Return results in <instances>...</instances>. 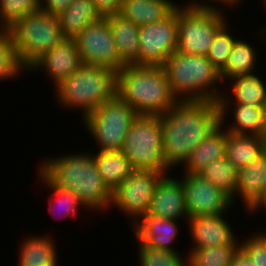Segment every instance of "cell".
<instances>
[{
  "mask_svg": "<svg viewBox=\"0 0 266 266\" xmlns=\"http://www.w3.org/2000/svg\"><path fill=\"white\" fill-rule=\"evenodd\" d=\"M82 65L80 54L74 38H63L51 50L37 60L28 74L43 73L54 89ZM46 74V75H45Z\"/></svg>",
  "mask_w": 266,
  "mask_h": 266,
  "instance_id": "obj_14",
  "label": "cell"
},
{
  "mask_svg": "<svg viewBox=\"0 0 266 266\" xmlns=\"http://www.w3.org/2000/svg\"><path fill=\"white\" fill-rule=\"evenodd\" d=\"M159 118L164 161L175 174L191 151L220 124L217 101H178Z\"/></svg>",
  "mask_w": 266,
  "mask_h": 266,
  "instance_id": "obj_1",
  "label": "cell"
},
{
  "mask_svg": "<svg viewBox=\"0 0 266 266\" xmlns=\"http://www.w3.org/2000/svg\"><path fill=\"white\" fill-rule=\"evenodd\" d=\"M37 179L39 184L41 183V187L43 186L45 189L49 190V199L48 200V207L47 210L52 215H55L54 220H58L56 218V212L62 213L60 214L61 218L58 221L67 220L76 217L79 213V210L83 211L86 209L79 201L78 196L69 189H64L54 185L37 167H36ZM56 208V209H54ZM61 209V210H60ZM56 211V212H55ZM59 217V216H58ZM64 218V219H63Z\"/></svg>",
  "mask_w": 266,
  "mask_h": 266,
  "instance_id": "obj_29",
  "label": "cell"
},
{
  "mask_svg": "<svg viewBox=\"0 0 266 266\" xmlns=\"http://www.w3.org/2000/svg\"><path fill=\"white\" fill-rule=\"evenodd\" d=\"M240 36L233 45L225 67L220 71L222 83L225 85L231 79L258 73L260 53L253 42ZM259 55V56H258ZM258 70V71H257Z\"/></svg>",
  "mask_w": 266,
  "mask_h": 266,
  "instance_id": "obj_23",
  "label": "cell"
},
{
  "mask_svg": "<svg viewBox=\"0 0 266 266\" xmlns=\"http://www.w3.org/2000/svg\"><path fill=\"white\" fill-rule=\"evenodd\" d=\"M197 174L228 195L233 201L234 208L240 207L236 202L238 170L225 156L209 163Z\"/></svg>",
  "mask_w": 266,
  "mask_h": 266,
  "instance_id": "obj_30",
  "label": "cell"
},
{
  "mask_svg": "<svg viewBox=\"0 0 266 266\" xmlns=\"http://www.w3.org/2000/svg\"><path fill=\"white\" fill-rule=\"evenodd\" d=\"M74 40L82 65L103 66L116 72L126 66L120 59L106 17L86 26Z\"/></svg>",
  "mask_w": 266,
  "mask_h": 266,
  "instance_id": "obj_11",
  "label": "cell"
},
{
  "mask_svg": "<svg viewBox=\"0 0 266 266\" xmlns=\"http://www.w3.org/2000/svg\"><path fill=\"white\" fill-rule=\"evenodd\" d=\"M73 0H40V9L51 15L59 16Z\"/></svg>",
  "mask_w": 266,
  "mask_h": 266,
  "instance_id": "obj_39",
  "label": "cell"
},
{
  "mask_svg": "<svg viewBox=\"0 0 266 266\" xmlns=\"http://www.w3.org/2000/svg\"><path fill=\"white\" fill-rule=\"evenodd\" d=\"M138 65L162 66L177 50V7L163 20L139 27Z\"/></svg>",
  "mask_w": 266,
  "mask_h": 266,
  "instance_id": "obj_12",
  "label": "cell"
},
{
  "mask_svg": "<svg viewBox=\"0 0 266 266\" xmlns=\"http://www.w3.org/2000/svg\"><path fill=\"white\" fill-rule=\"evenodd\" d=\"M231 23L232 22H228L217 33L211 45V48L206 56L211 61V63L218 69V71H221L225 67V64L227 63L234 43L240 36H242V34L240 35L239 33L238 35L235 34V31L237 33V30L232 27ZM230 27L234 30H232Z\"/></svg>",
  "mask_w": 266,
  "mask_h": 266,
  "instance_id": "obj_35",
  "label": "cell"
},
{
  "mask_svg": "<svg viewBox=\"0 0 266 266\" xmlns=\"http://www.w3.org/2000/svg\"><path fill=\"white\" fill-rule=\"evenodd\" d=\"M51 156L39 160L37 168L54 185L73 191L94 214L110 211L112 192L102 181L91 149Z\"/></svg>",
  "mask_w": 266,
  "mask_h": 266,
  "instance_id": "obj_2",
  "label": "cell"
},
{
  "mask_svg": "<svg viewBox=\"0 0 266 266\" xmlns=\"http://www.w3.org/2000/svg\"><path fill=\"white\" fill-rule=\"evenodd\" d=\"M116 94L138 115H161L178 101L162 66L126 65L117 72Z\"/></svg>",
  "mask_w": 266,
  "mask_h": 266,
  "instance_id": "obj_3",
  "label": "cell"
},
{
  "mask_svg": "<svg viewBox=\"0 0 266 266\" xmlns=\"http://www.w3.org/2000/svg\"><path fill=\"white\" fill-rule=\"evenodd\" d=\"M58 17L64 38H75L86 26L102 18L91 0H73Z\"/></svg>",
  "mask_w": 266,
  "mask_h": 266,
  "instance_id": "obj_28",
  "label": "cell"
},
{
  "mask_svg": "<svg viewBox=\"0 0 266 266\" xmlns=\"http://www.w3.org/2000/svg\"><path fill=\"white\" fill-rule=\"evenodd\" d=\"M162 67L177 101H217L223 93L220 71L206 56L175 51Z\"/></svg>",
  "mask_w": 266,
  "mask_h": 266,
  "instance_id": "obj_4",
  "label": "cell"
},
{
  "mask_svg": "<svg viewBox=\"0 0 266 266\" xmlns=\"http://www.w3.org/2000/svg\"><path fill=\"white\" fill-rule=\"evenodd\" d=\"M7 32L27 70L64 38L59 17L41 9L27 14Z\"/></svg>",
  "mask_w": 266,
  "mask_h": 266,
  "instance_id": "obj_7",
  "label": "cell"
},
{
  "mask_svg": "<svg viewBox=\"0 0 266 266\" xmlns=\"http://www.w3.org/2000/svg\"><path fill=\"white\" fill-rule=\"evenodd\" d=\"M240 249L256 266H266V232L262 228L244 238L241 236Z\"/></svg>",
  "mask_w": 266,
  "mask_h": 266,
  "instance_id": "obj_36",
  "label": "cell"
},
{
  "mask_svg": "<svg viewBox=\"0 0 266 266\" xmlns=\"http://www.w3.org/2000/svg\"><path fill=\"white\" fill-rule=\"evenodd\" d=\"M264 78L266 77L255 73L229 80L225 83L217 103L265 105L266 79Z\"/></svg>",
  "mask_w": 266,
  "mask_h": 266,
  "instance_id": "obj_21",
  "label": "cell"
},
{
  "mask_svg": "<svg viewBox=\"0 0 266 266\" xmlns=\"http://www.w3.org/2000/svg\"><path fill=\"white\" fill-rule=\"evenodd\" d=\"M50 233V234H49ZM51 232H29L18 244L17 266H60L59 253Z\"/></svg>",
  "mask_w": 266,
  "mask_h": 266,
  "instance_id": "obj_20",
  "label": "cell"
},
{
  "mask_svg": "<svg viewBox=\"0 0 266 266\" xmlns=\"http://www.w3.org/2000/svg\"><path fill=\"white\" fill-rule=\"evenodd\" d=\"M135 240L138 266H188L187 251L160 250Z\"/></svg>",
  "mask_w": 266,
  "mask_h": 266,
  "instance_id": "obj_32",
  "label": "cell"
},
{
  "mask_svg": "<svg viewBox=\"0 0 266 266\" xmlns=\"http://www.w3.org/2000/svg\"><path fill=\"white\" fill-rule=\"evenodd\" d=\"M104 184L113 192L134 170L125 154L119 151L92 150Z\"/></svg>",
  "mask_w": 266,
  "mask_h": 266,
  "instance_id": "obj_27",
  "label": "cell"
},
{
  "mask_svg": "<svg viewBox=\"0 0 266 266\" xmlns=\"http://www.w3.org/2000/svg\"><path fill=\"white\" fill-rule=\"evenodd\" d=\"M179 2L175 0H124L119 14L136 25L143 26L163 20L181 4V1Z\"/></svg>",
  "mask_w": 266,
  "mask_h": 266,
  "instance_id": "obj_25",
  "label": "cell"
},
{
  "mask_svg": "<svg viewBox=\"0 0 266 266\" xmlns=\"http://www.w3.org/2000/svg\"><path fill=\"white\" fill-rule=\"evenodd\" d=\"M164 174L152 170L134 169L112 192L111 207L129 220L134 226L148 214L156 183Z\"/></svg>",
  "mask_w": 266,
  "mask_h": 266,
  "instance_id": "obj_10",
  "label": "cell"
},
{
  "mask_svg": "<svg viewBox=\"0 0 266 266\" xmlns=\"http://www.w3.org/2000/svg\"><path fill=\"white\" fill-rule=\"evenodd\" d=\"M266 151L263 137L226 131L225 158L239 171Z\"/></svg>",
  "mask_w": 266,
  "mask_h": 266,
  "instance_id": "obj_26",
  "label": "cell"
},
{
  "mask_svg": "<svg viewBox=\"0 0 266 266\" xmlns=\"http://www.w3.org/2000/svg\"><path fill=\"white\" fill-rule=\"evenodd\" d=\"M230 213L189 218L185 226H187V232H189L187 234H189L192 244L188 249L231 244L239 236V233L235 231L234 226H231L233 225L231 221L229 223L230 216L228 215H231Z\"/></svg>",
  "mask_w": 266,
  "mask_h": 266,
  "instance_id": "obj_15",
  "label": "cell"
},
{
  "mask_svg": "<svg viewBox=\"0 0 266 266\" xmlns=\"http://www.w3.org/2000/svg\"><path fill=\"white\" fill-rule=\"evenodd\" d=\"M117 72L103 66L81 65L52 91L60 111L75 110L82 120L116 95ZM63 109V110H62Z\"/></svg>",
  "mask_w": 266,
  "mask_h": 266,
  "instance_id": "obj_5",
  "label": "cell"
},
{
  "mask_svg": "<svg viewBox=\"0 0 266 266\" xmlns=\"http://www.w3.org/2000/svg\"><path fill=\"white\" fill-rule=\"evenodd\" d=\"M226 130L220 124L188 155L179 174H197L214 160L225 156Z\"/></svg>",
  "mask_w": 266,
  "mask_h": 266,
  "instance_id": "obj_22",
  "label": "cell"
},
{
  "mask_svg": "<svg viewBox=\"0 0 266 266\" xmlns=\"http://www.w3.org/2000/svg\"><path fill=\"white\" fill-rule=\"evenodd\" d=\"M218 106L220 125L228 133L262 137L264 105L218 103Z\"/></svg>",
  "mask_w": 266,
  "mask_h": 266,
  "instance_id": "obj_18",
  "label": "cell"
},
{
  "mask_svg": "<svg viewBox=\"0 0 266 266\" xmlns=\"http://www.w3.org/2000/svg\"><path fill=\"white\" fill-rule=\"evenodd\" d=\"M177 6L178 52L207 56L217 33L230 22L225 11L194 6L188 0Z\"/></svg>",
  "mask_w": 266,
  "mask_h": 266,
  "instance_id": "obj_6",
  "label": "cell"
},
{
  "mask_svg": "<svg viewBox=\"0 0 266 266\" xmlns=\"http://www.w3.org/2000/svg\"><path fill=\"white\" fill-rule=\"evenodd\" d=\"M162 142L159 115H138L129 128L121 151L133 169L152 170L165 175L172 171L165 164Z\"/></svg>",
  "mask_w": 266,
  "mask_h": 266,
  "instance_id": "obj_9",
  "label": "cell"
},
{
  "mask_svg": "<svg viewBox=\"0 0 266 266\" xmlns=\"http://www.w3.org/2000/svg\"><path fill=\"white\" fill-rule=\"evenodd\" d=\"M181 222L183 221L146 214L131 228H133V237L140 243L160 250L180 251L175 245L178 243V236L183 228Z\"/></svg>",
  "mask_w": 266,
  "mask_h": 266,
  "instance_id": "obj_17",
  "label": "cell"
},
{
  "mask_svg": "<svg viewBox=\"0 0 266 266\" xmlns=\"http://www.w3.org/2000/svg\"><path fill=\"white\" fill-rule=\"evenodd\" d=\"M240 249V236L231 244L187 249L188 266H228Z\"/></svg>",
  "mask_w": 266,
  "mask_h": 266,
  "instance_id": "obj_31",
  "label": "cell"
},
{
  "mask_svg": "<svg viewBox=\"0 0 266 266\" xmlns=\"http://www.w3.org/2000/svg\"><path fill=\"white\" fill-rule=\"evenodd\" d=\"M264 26L262 27H258V32L256 31V33H255V37H256V35H259V33H260V35H259V40L258 39H256L258 42L261 40L262 42L260 43V44H262V43H264L265 41H266V23L265 24H263ZM261 30V31H260Z\"/></svg>",
  "mask_w": 266,
  "mask_h": 266,
  "instance_id": "obj_42",
  "label": "cell"
},
{
  "mask_svg": "<svg viewBox=\"0 0 266 266\" xmlns=\"http://www.w3.org/2000/svg\"><path fill=\"white\" fill-rule=\"evenodd\" d=\"M228 266H256V265L241 249H239L232 257L231 262L229 263Z\"/></svg>",
  "mask_w": 266,
  "mask_h": 266,
  "instance_id": "obj_40",
  "label": "cell"
},
{
  "mask_svg": "<svg viewBox=\"0 0 266 266\" xmlns=\"http://www.w3.org/2000/svg\"><path fill=\"white\" fill-rule=\"evenodd\" d=\"M260 212V213H259ZM261 212L266 214V195L265 197L257 204V206L248 214V216L257 217L258 214H261Z\"/></svg>",
  "mask_w": 266,
  "mask_h": 266,
  "instance_id": "obj_41",
  "label": "cell"
},
{
  "mask_svg": "<svg viewBox=\"0 0 266 266\" xmlns=\"http://www.w3.org/2000/svg\"><path fill=\"white\" fill-rule=\"evenodd\" d=\"M137 116L136 111L116 94L86 115L81 125L93 138L97 151H119Z\"/></svg>",
  "mask_w": 266,
  "mask_h": 266,
  "instance_id": "obj_8",
  "label": "cell"
},
{
  "mask_svg": "<svg viewBox=\"0 0 266 266\" xmlns=\"http://www.w3.org/2000/svg\"><path fill=\"white\" fill-rule=\"evenodd\" d=\"M262 137L266 141V103L264 105V119H263V127H262Z\"/></svg>",
  "mask_w": 266,
  "mask_h": 266,
  "instance_id": "obj_43",
  "label": "cell"
},
{
  "mask_svg": "<svg viewBox=\"0 0 266 266\" xmlns=\"http://www.w3.org/2000/svg\"><path fill=\"white\" fill-rule=\"evenodd\" d=\"M179 178L183 183L189 218L234 211L231 209L234 207L232 199L199 174H182Z\"/></svg>",
  "mask_w": 266,
  "mask_h": 266,
  "instance_id": "obj_13",
  "label": "cell"
},
{
  "mask_svg": "<svg viewBox=\"0 0 266 266\" xmlns=\"http://www.w3.org/2000/svg\"><path fill=\"white\" fill-rule=\"evenodd\" d=\"M262 2L261 3H263V7H261V8H263L264 9V7H265V10H266V0H261ZM266 12V11H265Z\"/></svg>",
  "mask_w": 266,
  "mask_h": 266,
  "instance_id": "obj_44",
  "label": "cell"
},
{
  "mask_svg": "<svg viewBox=\"0 0 266 266\" xmlns=\"http://www.w3.org/2000/svg\"><path fill=\"white\" fill-rule=\"evenodd\" d=\"M172 174V175H171ZM174 172L163 175L156 183L148 214L163 219L184 220L189 219L185 193L180 174Z\"/></svg>",
  "mask_w": 266,
  "mask_h": 266,
  "instance_id": "obj_16",
  "label": "cell"
},
{
  "mask_svg": "<svg viewBox=\"0 0 266 266\" xmlns=\"http://www.w3.org/2000/svg\"><path fill=\"white\" fill-rule=\"evenodd\" d=\"M121 61L125 65H138L139 25L116 13L106 16Z\"/></svg>",
  "mask_w": 266,
  "mask_h": 266,
  "instance_id": "obj_24",
  "label": "cell"
},
{
  "mask_svg": "<svg viewBox=\"0 0 266 266\" xmlns=\"http://www.w3.org/2000/svg\"><path fill=\"white\" fill-rule=\"evenodd\" d=\"M188 2L200 8H205V9H210V10H219V11H225V12H228V11L234 12L236 8L241 9V7L239 6L243 4L244 1L243 0H203V1L202 0H189Z\"/></svg>",
  "mask_w": 266,
  "mask_h": 266,
  "instance_id": "obj_37",
  "label": "cell"
},
{
  "mask_svg": "<svg viewBox=\"0 0 266 266\" xmlns=\"http://www.w3.org/2000/svg\"><path fill=\"white\" fill-rule=\"evenodd\" d=\"M102 17L120 13L124 0H91Z\"/></svg>",
  "mask_w": 266,
  "mask_h": 266,
  "instance_id": "obj_38",
  "label": "cell"
},
{
  "mask_svg": "<svg viewBox=\"0 0 266 266\" xmlns=\"http://www.w3.org/2000/svg\"><path fill=\"white\" fill-rule=\"evenodd\" d=\"M27 72L21 64L11 35L7 31H0V82L20 79Z\"/></svg>",
  "mask_w": 266,
  "mask_h": 266,
  "instance_id": "obj_33",
  "label": "cell"
},
{
  "mask_svg": "<svg viewBox=\"0 0 266 266\" xmlns=\"http://www.w3.org/2000/svg\"><path fill=\"white\" fill-rule=\"evenodd\" d=\"M266 195V151L238 171L236 201H240L246 215Z\"/></svg>",
  "mask_w": 266,
  "mask_h": 266,
  "instance_id": "obj_19",
  "label": "cell"
},
{
  "mask_svg": "<svg viewBox=\"0 0 266 266\" xmlns=\"http://www.w3.org/2000/svg\"><path fill=\"white\" fill-rule=\"evenodd\" d=\"M40 10V0H0V31H8L27 14Z\"/></svg>",
  "mask_w": 266,
  "mask_h": 266,
  "instance_id": "obj_34",
  "label": "cell"
}]
</instances>
